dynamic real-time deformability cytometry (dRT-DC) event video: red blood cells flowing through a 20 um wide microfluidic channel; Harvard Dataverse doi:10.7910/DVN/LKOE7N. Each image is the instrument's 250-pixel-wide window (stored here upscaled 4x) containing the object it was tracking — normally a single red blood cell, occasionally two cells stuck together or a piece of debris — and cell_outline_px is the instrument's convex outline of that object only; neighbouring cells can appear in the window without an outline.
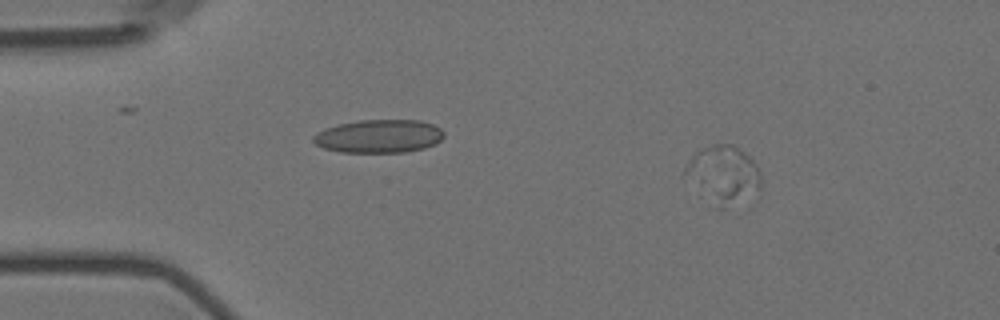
{"species": "Egyptian fruit bat (a non-hibernating species)", "species_latin": "Rousettus aegyptiacus", "temperature_condition": "room temperature", "stored_images_in_passage": 4, "camera_frame_rate_fps": 3000, "um_per_image_px": 0.085, "animal": {"sex": "female"}, "frame": {"image": 1, "passage_image": 2, "time_ms": 0.333, "image_size_px": [1000, 320], "cell_outline_px": [[760, 196], [724, 208], [708, 208], [680, 176], [684, 168], [692, 156], [696, 152], [704, 148], [716, 144], [736, 144], [752, 156], [760, 172]], "centroid_in_image_um": [61.43, 14.94], "position_along_channel_um": 23.6, "area_um2": 27.69}}
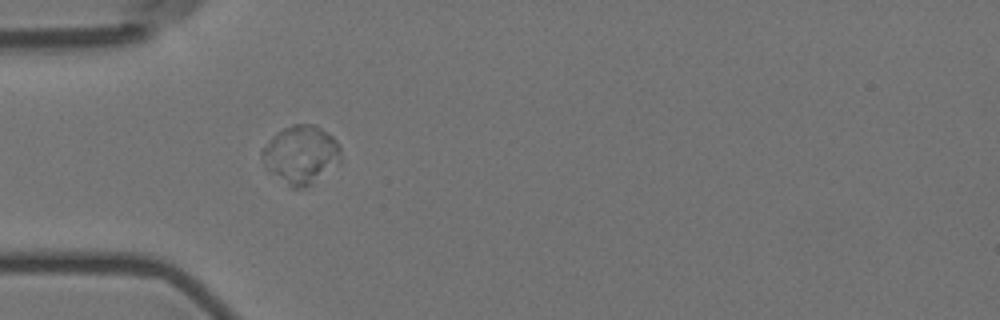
{"frame": {"image": 2, "passage_image": 4, "time_ms": 1.0, "image_size_px": [1000, 320], "cell_outline_px": [[340, 160], [312, 184], [304, 188], [292, 188], [268, 168], [264, 164], [260, 156], [260, 152], [272, 136], [276, 132], [292, 124], [316, 124], [328, 132], [340, 144]], "centroid_in_image_um": [25.58, 13.1], "position_along_channel_um": 59.4, "area_um2": 26.41}}